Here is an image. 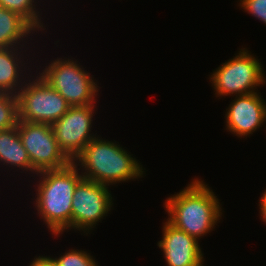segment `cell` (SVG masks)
<instances>
[{
  "instance_id": "1",
  "label": "cell",
  "mask_w": 266,
  "mask_h": 266,
  "mask_svg": "<svg viewBox=\"0 0 266 266\" xmlns=\"http://www.w3.org/2000/svg\"><path fill=\"white\" fill-rule=\"evenodd\" d=\"M168 222L196 240L209 232L221 216L218 199L203 182L195 180L165 203Z\"/></svg>"
},
{
  "instance_id": "2",
  "label": "cell",
  "mask_w": 266,
  "mask_h": 266,
  "mask_svg": "<svg viewBox=\"0 0 266 266\" xmlns=\"http://www.w3.org/2000/svg\"><path fill=\"white\" fill-rule=\"evenodd\" d=\"M77 163L70 162L60 169L45 170L38 185L37 210L56 235L71 228L73 193L77 183L83 178L78 174Z\"/></svg>"
},
{
  "instance_id": "3",
  "label": "cell",
  "mask_w": 266,
  "mask_h": 266,
  "mask_svg": "<svg viewBox=\"0 0 266 266\" xmlns=\"http://www.w3.org/2000/svg\"><path fill=\"white\" fill-rule=\"evenodd\" d=\"M73 162L79 160L87 173L83 178L109 185L140 177L143 169L135 158L115 143L92 139Z\"/></svg>"
},
{
  "instance_id": "4",
  "label": "cell",
  "mask_w": 266,
  "mask_h": 266,
  "mask_svg": "<svg viewBox=\"0 0 266 266\" xmlns=\"http://www.w3.org/2000/svg\"><path fill=\"white\" fill-rule=\"evenodd\" d=\"M33 83L14 93L18 97L19 120L53 124L70 108L66 99L46 81L37 77Z\"/></svg>"
},
{
  "instance_id": "5",
  "label": "cell",
  "mask_w": 266,
  "mask_h": 266,
  "mask_svg": "<svg viewBox=\"0 0 266 266\" xmlns=\"http://www.w3.org/2000/svg\"><path fill=\"white\" fill-rule=\"evenodd\" d=\"M40 76L66 99L70 107L93 104V100L95 102L97 84L72 60L57 59Z\"/></svg>"
},
{
  "instance_id": "6",
  "label": "cell",
  "mask_w": 266,
  "mask_h": 266,
  "mask_svg": "<svg viewBox=\"0 0 266 266\" xmlns=\"http://www.w3.org/2000/svg\"><path fill=\"white\" fill-rule=\"evenodd\" d=\"M18 133L31 161L32 171L60 169L71 161L61 151L51 124L18 121Z\"/></svg>"
},
{
  "instance_id": "7",
  "label": "cell",
  "mask_w": 266,
  "mask_h": 266,
  "mask_svg": "<svg viewBox=\"0 0 266 266\" xmlns=\"http://www.w3.org/2000/svg\"><path fill=\"white\" fill-rule=\"evenodd\" d=\"M245 49L235 58L224 63L211 76L216 94L246 95L254 93L255 86L265 83L263 69L255 57Z\"/></svg>"
},
{
  "instance_id": "8",
  "label": "cell",
  "mask_w": 266,
  "mask_h": 266,
  "mask_svg": "<svg viewBox=\"0 0 266 266\" xmlns=\"http://www.w3.org/2000/svg\"><path fill=\"white\" fill-rule=\"evenodd\" d=\"M108 185L82 178L76 185L71 212V227L89 230L112 206Z\"/></svg>"
},
{
  "instance_id": "9",
  "label": "cell",
  "mask_w": 266,
  "mask_h": 266,
  "mask_svg": "<svg viewBox=\"0 0 266 266\" xmlns=\"http://www.w3.org/2000/svg\"><path fill=\"white\" fill-rule=\"evenodd\" d=\"M93 107L94 104L70 107L60 119L51 124L61 151L71 162L95 138L89 134Z\"/></svg>"
},
{
  "instance_id": "10",
  "label": "cell",
  "mask_w": 266,
  "mask_h": 266,
  "mask_svg": "<svg viewBox=\"0 0 266 266\" xmlns=\"http://www.w3.org/2000/svg\"><path fill=\"white\" fill-rule=\"evenodd\" d=\"M163 239L158 242L168 266H200L203 262L198 241L168 221L163 228Z\"/></svg>"
},
{
  "instance_id": "11",
  "label": "cell",
  "mask_w": 266,
  "mask_h": 266,
  "mask_svg": "<svg viewBox=\"0 0 266 266\" xmlns=\"http://www.w3.org/2000/svg\"><path fill=\"white\" fill-rule=\"evenodd\" d=\"M256 92L240 95L226 114L227 129L239 136L254 132L266 119V104Z\"/></svg>"
},
{
  "instance_id": "12",
  "label": "cell",
  "mask_w": 266,
  "mask_h": 266,
  "mask_svg": "<svg viewBox=\"0 0 266 266\" xmlns=\"http://www.w3.org/2000/svg\"><path fill=\"white\" fill-rule=\"evenodd\" d=\"M0 161L32 171L31 161L23 147L17 126L0 130Z\"/></svg>"
},
{
  "instance_id": "13",
  "label": "cell",
  "mask_w": 266,
  "mask_h": 266,
  "mask_svg": "<svg viewBox=\"0 0 266 266\" xmlns=\"http://www.w3.org/2000/svg\"><path fill=\"white\" fill-rule=\"evenodd\" d=\"M31 30L35 29L18 13L0 7V49L15 47Z\"/></svg>"
},
{
  "instance_id": "14",
  "label": "cell",
  "mask_w": 266,
  "mask_h": 266,
  "mask_svg": "<svg viewBox=\"0 0 266 266\" xmlns=\"http://www.w3.org/2000/svg\"><path fill=\"white\" fill-rule=\"evenodd\" d=\"M15 51L14 47L0 49V93L12 94L17 90L14 87L19 83V63Z\"/></svg>"
},
{
  "instance_id": "15",
  "label": "cell",
  "mask_w": 266,
  "mask_h": 266,
  "mask_svg": "<svg viewBox=\"0 0 266 266\" xmlns=\"http://www.w3.org/2000/svg\"><path fill=\"white\" fill-rule=\"evenodd\" d=\"M19 121L18 97L11 93H0V130L17 126Z\"/></svg>"
},
{
  "instance_id": "16",
  "label": "cell",
  "mask_w": 266,
  "mask_h": 266,
  "mask_svg": "<svg viewBox=\"0 0 266 266\" xmlns=\"http://www.w3.org/2000/svg\"><path fill=\"white\" fill-rule=\"evenodd\" d=\"M34 0H0V7L6 8L10 11L18 13L23 17L34 29L43 28L37 15L36 10H34Z\"/></svg>"
},
{
  "instance_id": "17",
  "label": "cell",
  "mask_w": 266,
  "mask_h": 266,
  "mask_svg": "<svg viewBox=\"0 0 266 266\" xmlns=\"http://www.w3.org/2000/svg\"><path fill=\"white\" fill-rule=\"evenodd\" d=\"M54 261L57 266H98L93 258L82 250H71Z\"/></svg>"
},
{
  "instance_id": "18",
  "label": "cell",
  "mask_w": 266,
  "mask_h": 266,
  "mask_svg": "<svg viewBox=\"0 0 266 266\" xmlns=\"http://www.w3.org/2000/svg\"><path fill=\"white\" fill-rule=\"evenodd\" d=\"M241 6L266 24V0H241Z\"/></svg>"
},
{
  "instance_id": "19",
  "label": "cell",
  "mask_w": 266,
  "mask_h": 266,
  "mask_svg": "<svg viewBox=\"0 0 266 266\" xmlns=\"http://www.w3.org/2000/svg\"><path fill=\"white\" fill-rule=\"evenodd\" d=\"M30 266H57L56 262L52 258L48 257H38L36 258Z\"/></svg>"
},
{
  "instance_id": "20",
  "label": "cell",
  "mask_w": 266,
  "mask_h": 266,
  "mask_svg": "<svg viewBox=\"0 0 266 266\" xmlns=\"http://www.w3.org/2000/svg\"><path fill=\"white\" fill-rule=\"evenodd\" d=\"M260 211L261 216L263 217V221L266 222V192L263 194L262 199L260 200Z\"/></svg>"
}]
</instances>
